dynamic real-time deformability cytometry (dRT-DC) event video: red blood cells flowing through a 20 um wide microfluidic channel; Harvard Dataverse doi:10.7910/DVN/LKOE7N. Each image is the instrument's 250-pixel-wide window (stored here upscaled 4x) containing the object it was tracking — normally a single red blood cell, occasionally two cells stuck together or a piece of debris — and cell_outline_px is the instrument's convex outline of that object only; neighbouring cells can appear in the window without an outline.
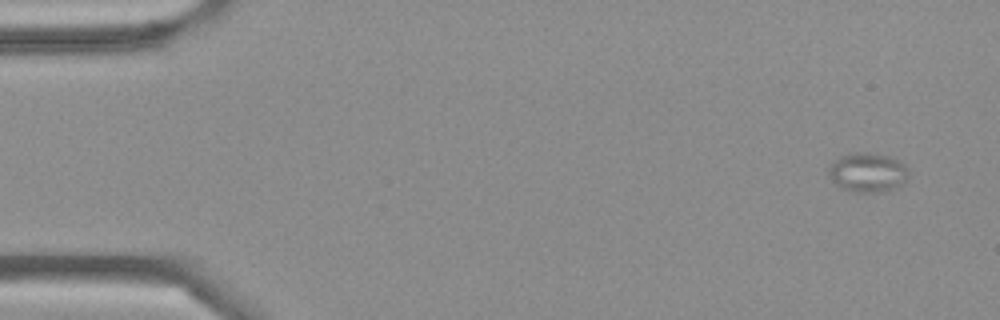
{"species": "Egyptian fruit bat (a non-hibernating species)", "species_latin": "Rousettus aegyptiacus", "temperature_condition": "cold", "stored_images_in_passage": 5, "camera_frame_rate_fps": 3000, "um_per_image_px": 0.085, "frame": {"image": 1, "passage_image": 1, "time_ms": 0.0, "image_size_px": [1000, 320], "cell_outline_px": [[908, 180], [904, 184], [888, 192], [852, 192], [840, 188], [828, 176], [828, 168], [840, 156], [848, 152], [872, 152], [892, 156], [904, 164], [908, 168]], "centroid_in_image_um": [73.78, 14.66], "position_along_channel_um": 11.2, "area_um2": 18.96}}
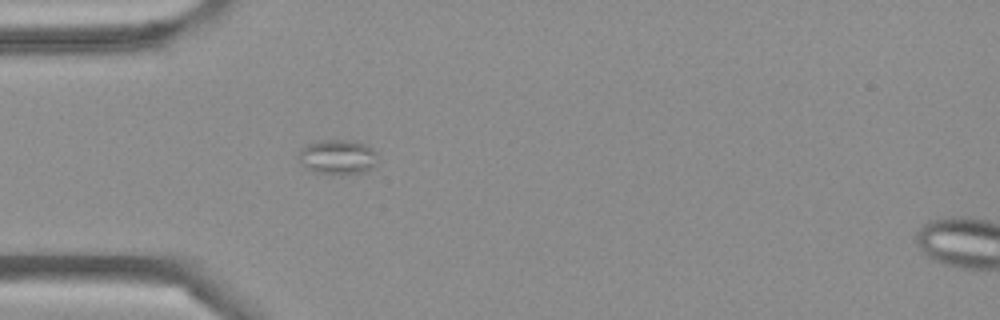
{"frame": {"image": 2, "passage_image": 4, "time_ms": 1.0, "image_size_px": [1000, 320], "cell_outline_px": [[376, 164], [368, 172], [340, 176], [312, 172], [300, 164], [296, 156], [300, 148], [308, 144], [324, 140], [356, 140], [372, 148], [376, 152]], "centroid_in_image_um": [28.68, 13.38], "position_along_channel_um": 56.3, "area_um2": 16.7}}